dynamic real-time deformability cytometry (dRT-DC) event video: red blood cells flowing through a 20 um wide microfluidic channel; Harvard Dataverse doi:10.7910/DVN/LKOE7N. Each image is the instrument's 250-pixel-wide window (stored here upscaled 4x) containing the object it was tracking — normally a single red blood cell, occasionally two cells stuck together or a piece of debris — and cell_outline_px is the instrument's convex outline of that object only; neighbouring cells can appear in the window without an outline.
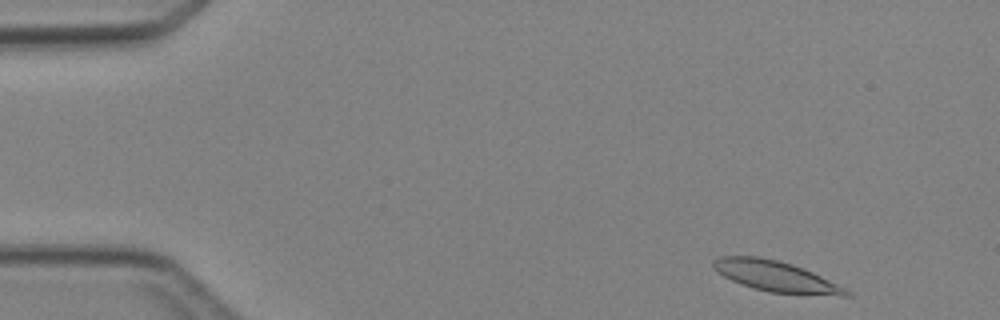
{"species": "Egyptian fruit bat (a non-hibernating species)", "species_latin": "Rousettus aegyptiacus", "temperature_condition": "cold", "stored_images_in_passage": 5, "camera_frame_rate_fps": 3000, "um_per_image_px": 0.085, "animal": {"sex": "female"}, "frame": {"image": 1, "passage_image": 1, "time_ms": 0.0, "image_size_px": [1000, 320], "cell_outline_px": [[852, 296], [840, 296], [768, 292], [752, 288], [740, 284], [724, 276], [712, 268], [712, 260], [720, 256], [760, 256], [792, 264], [804, 268], [852, 292]], "centroid_in_image_um": [65.91, 23.49], "position_along_channel_um": 19.1, "area_um2": 23.7}}
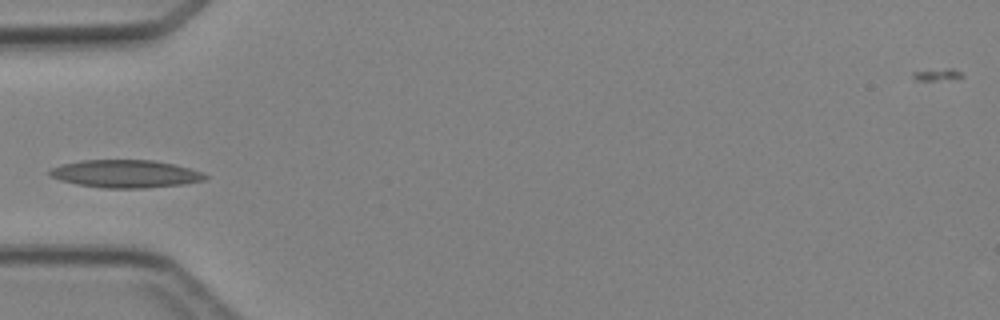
{"frame": {"image": 2, "passage_image": 4, "time_ms": 3.667, "image_size_px": [1000, 320], "cell_outline_px": [[208, 176], [204, 180], [184, 184], [144, 188], [100, 188], [76, 184], [60, 180], [48, 176], [48, 172], [52, 168], [60, 164], [80, 160], [152, 160], [172, 164], [188, 168], [200, 172]], "centroid_in_image_um": [10.59, 14.78], "position_along_channel_um": 74.4, "area_um2": 25.14}}
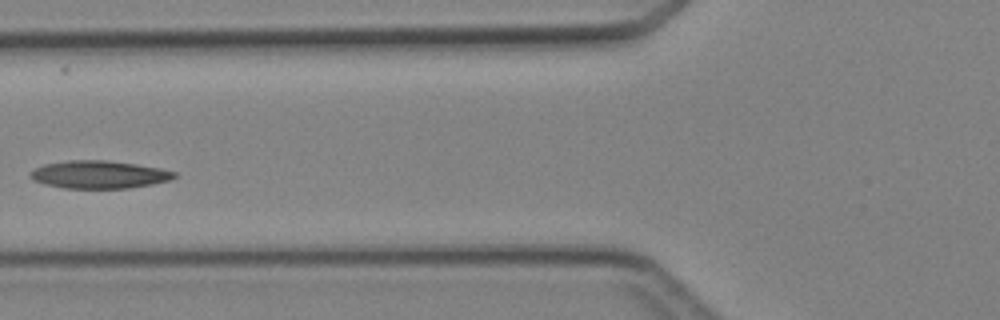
{"frame": {"image": 3, "passage_image": 5, "time_ms": 4.667, "image_size_px": [1000, 320], "cell_outline_px": [[176, 176], [172, 180], [152, 184], [128, 188], [64, 188], [44, 184], [32, 180], [28, 176], [36, 168], [44, 164], [68, 160], [104, 160], [136, 164], [160, 168], [176, 172]], "centroid_in_image_um": [8.42, 14.84], "position_along_channel_um": 117.4, "area_um2": 23.29}}